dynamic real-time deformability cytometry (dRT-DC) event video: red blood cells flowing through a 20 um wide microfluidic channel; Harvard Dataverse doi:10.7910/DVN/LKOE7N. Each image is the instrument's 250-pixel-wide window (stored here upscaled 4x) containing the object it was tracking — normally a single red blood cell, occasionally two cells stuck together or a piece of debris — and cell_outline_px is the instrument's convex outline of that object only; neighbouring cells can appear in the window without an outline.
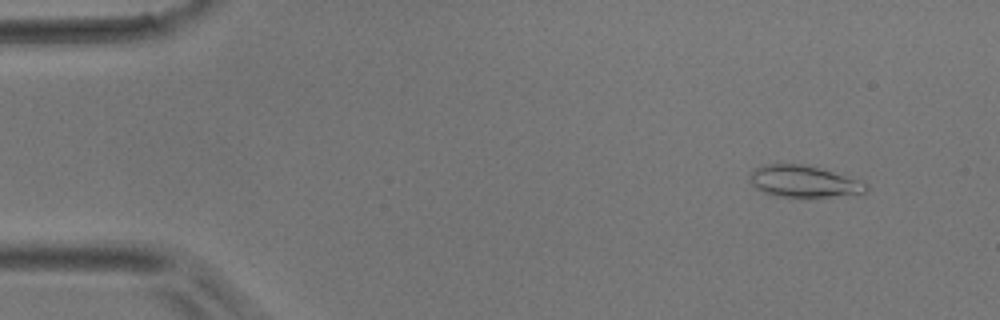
{"species": "common noctule bat (a hibernating species)", "species_latin": "Nyctalus noctula", "temperature_condition": "room temperature", "stored_images_in_passage": 35, "camera_frame_rate_fps": 3000, "um_per_image_px": 0.085, "animal": {"sex": "male", "body_mass_g": 17.9}, "frame": {"image": 1, "passage_image": 5, "time_ms": 1.333, "image_size_px": [1000, 320], "cell_outline_px": [[868, 188], [864, 192], [828, 196], [776, 196], [764, 192], [756, 188], [752, 184], [752, 172], [756, 168], [768, 164], [804, 164], [856, 180], [868, 184]], "centroid_in_image_um": [68.27, 15.42], "position_along_channel_um": 16.7, "area_um2": 20.4}}
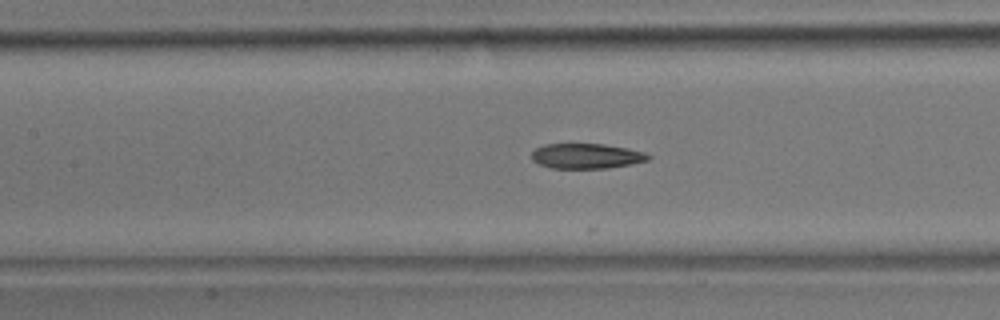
{"frame": {"image": 2, "passage_image": 23, "time_ms": 7.333, "image_size_px": [1000, 320], "cell_outline_px": [[652, 156], [648, 160], [632, 164], [608, 168], [552, 168], [540, 164], [532, 160], [532, 152], [536, 148], [544, 144], [604, 144], [628, 148], [644, 152]], "centroid_in_image_um": [49.87, 13.26], "position_along_channel_um": 157.5, "area_um2": 17.05}}
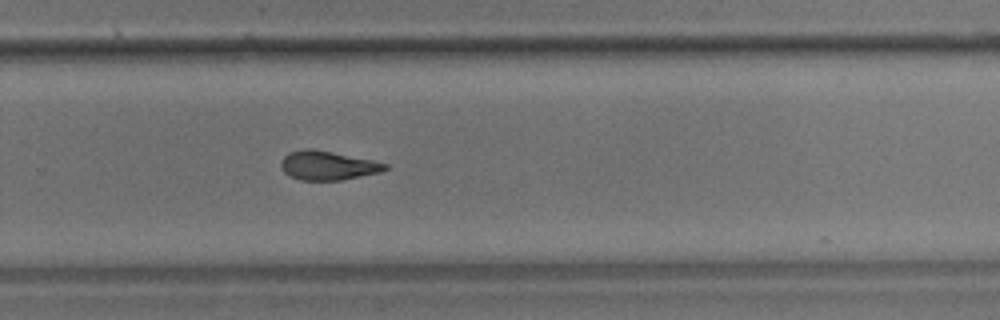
{"frame": {"image": 3, "passage_image": 34, "time_ms": 11.0, "image_size_px": [1000, 320], "cell_outline_px": [[388, 168], [380, 172], [340, 180], [300, 180], [288, 176], [284, 172], [280, 164], [280, 160], [288, 152], [304, 148], [312, 148], [372, 160], [388, 164]], "centroid_in_image_um": [27.8, 14.06], "position_along_channel_um": 302.0, "area_um2": 17.63}}